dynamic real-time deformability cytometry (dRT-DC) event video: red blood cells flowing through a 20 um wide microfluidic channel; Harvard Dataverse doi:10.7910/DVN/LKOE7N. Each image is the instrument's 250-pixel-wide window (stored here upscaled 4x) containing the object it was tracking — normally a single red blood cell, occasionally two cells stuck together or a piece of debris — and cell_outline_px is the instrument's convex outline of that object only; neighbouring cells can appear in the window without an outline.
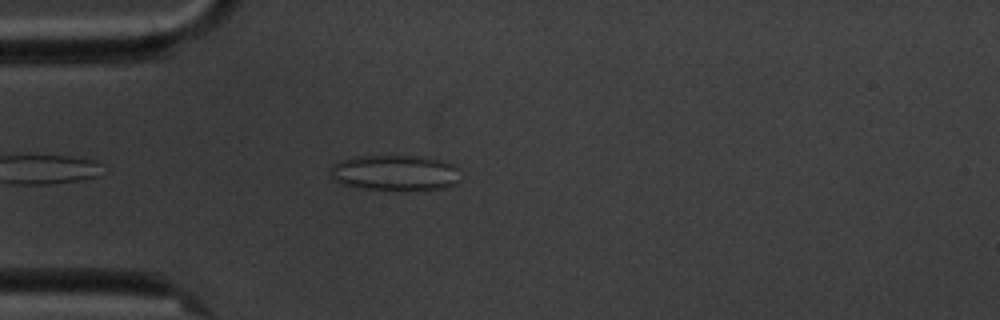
{"species": "common noctule bat (a hibernating species)", "species_latin": "Nyctalus noctula", "temperature_condition": "cold", "stored_images_in_passage": 4, "camera_frame_rate_fps": 3000, "um_per_image_px": 0.085, "animal": {"sex": "male", "body_mass_g": 20.1, "forearm_length_mm": 53.5}, "frame": {"image": 1, "passage_image": 4, "time_ms": 3.333, "image_size_px": [1000, 320], "cell_outline_px": [[456, 184], [444, 188], [424, 192], [408, 192], [368, 188], [344, 184], [332, 180], [332, 168], [336, 164], [344, 160], [356, 156], [416, 156], [440, 160], [452, 164], [456, 168]], "centroid_in_image_um": [33.62, 14.73], "position_along_channel_um": 51.4, "area_um2": 26.99}}